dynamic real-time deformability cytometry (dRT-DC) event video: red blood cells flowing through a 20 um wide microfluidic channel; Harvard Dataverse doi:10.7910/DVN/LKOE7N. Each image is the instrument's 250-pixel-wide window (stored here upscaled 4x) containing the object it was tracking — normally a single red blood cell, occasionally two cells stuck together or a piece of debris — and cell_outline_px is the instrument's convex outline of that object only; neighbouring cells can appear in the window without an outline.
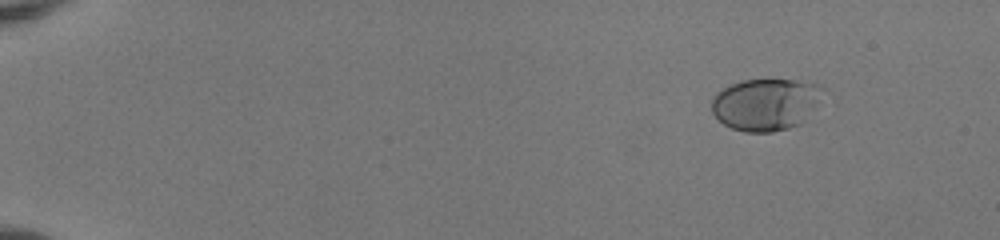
{"species": "human", "species_latin": "Homo sapiens", "temperature_condition": "room temperature", "stored_images_in_passage": 50, "camera_frame_rate_fps": 3000, "um_per_image_px": 0.085, "donor": {"sex": "female"}, "frame": {"image": 1, "passage_image": 3, "time_ms": 0.667, "image_size_px": [1000, 240], "cell_outline_px": [[828, 88], [800, 124], [788, 128], [772, 132], [744, 132], [732, 128], [724, 124], [712, 112], [712, 100], [716, 92], [740, 80], [792, 80], [820, 84]], "centroid_in_image_um": [65.09, 8.86], "position_along_channel_um": 19.9, "area_um2": 33.58}}
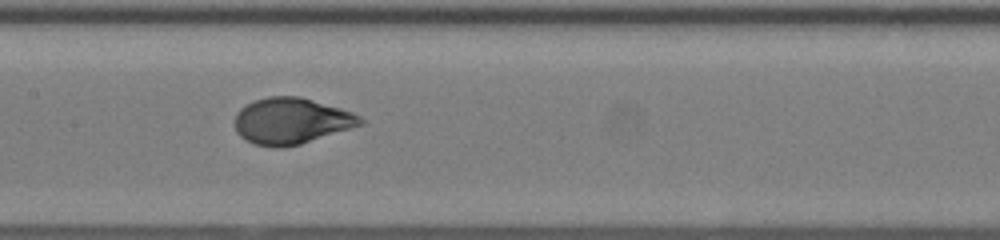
{"frame": {"image": 2, "passage_image": 26, "time_ms": 8.333, "image_size_px": [1000, 240], "cell_outline_px": [[364, 124], [300, 144], [284, 148], [272, 148], [252, 144], [244, 140], [236, 132], [236, 112], [240, 108], [256, 100], [268, 96], [300, 96], [340, 108], [352, 112], [360, 116], [364, 120]], "centroid_in_image_um": [24.74, 10.3], "position_along_channel_um": 182.7, "area_um2": 33.93}}
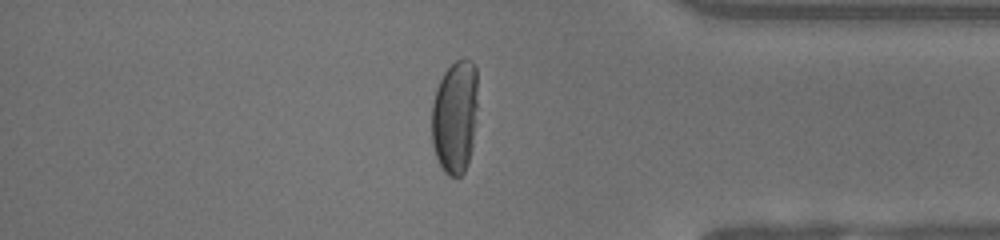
{"frame": {"image": 3, "passage_image": 43, "time_ms": 14.0, "image_size_px": [1000, 240], "cell_outline_px": [[476, 108], [472, 148], [468, 164], [464, 172], [460, 176], [448, 176], [444, 172], [436, 156], [432, 144], [432, 104], [436, 88], [444, 72], [456, 60], [472, 60], [476, 68]], "centroid_in_image_um": [38.66, 9.95], "position_along_channel_um": 396.5, "area_um2": 30.29}, "authors_computed_cell_mechanics": {"area_um2": 33.7263, "velocity_mm_per_s": 4.0096, "shape_relaxation_time_tau1_ms": 4.3149, "shape_relaxation_time_tau2_ms": null, "deformation_change_tau1": 0.2336, "deformation_change_tau2": null}}